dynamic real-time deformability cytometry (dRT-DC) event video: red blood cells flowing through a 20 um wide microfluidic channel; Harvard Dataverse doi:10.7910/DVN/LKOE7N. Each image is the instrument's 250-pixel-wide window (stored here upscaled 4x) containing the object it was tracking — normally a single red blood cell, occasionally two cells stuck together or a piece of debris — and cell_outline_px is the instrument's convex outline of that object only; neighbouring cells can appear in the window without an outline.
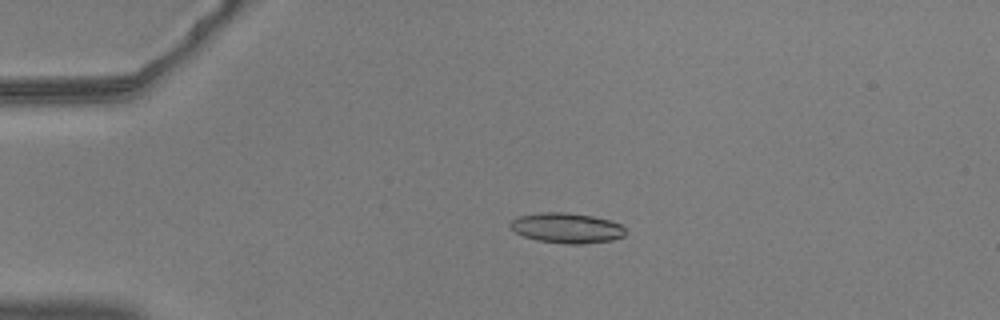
{"species": "common noctule bat (a hibernating species)", "species_latin": "Nyctalus noctula", "temperature_condition": "warm", "stored_images_in_passage": 49, "camera_frame_rate_fps": 3000, "um_per_image_px": 0.085, "animal": {"sex": "male", "body_mass_g": 20.5, "forearm_length_mm": 52.5}, "frame": {"image": 1, "passage_image": 6, "time_ms": 1.667, "image_size_px": [1000, 320], "cell_outline_px": [[624, 236], [612, 240], [580, 244], [568, 244], [536, 240], [524, 236], [516, 232], [508, 224], [516, 216], [540, 212], [568, 212], [592, 216], [608, 220], [620, 224], [624, 228]], "centroid_in_image_um": [48.14, 19.37], "position_along_channel_um": 36.9, "area_um2": 20.23}}
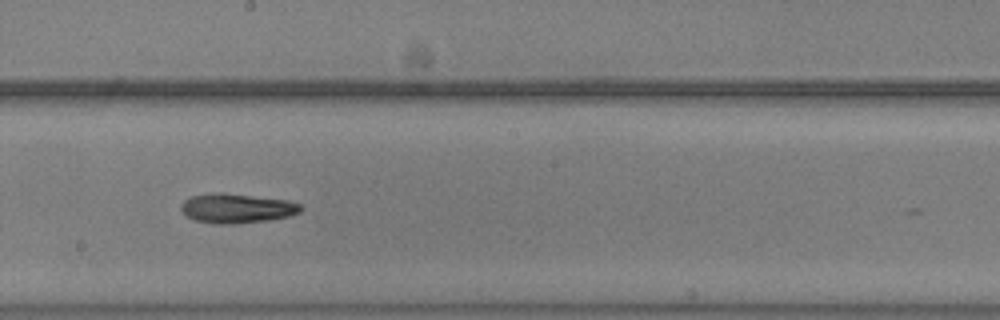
{"frame": {"image": 2, "passage_image": 25, "time_ms": 8.0, "image_size_px": [1000, 320], "cell_outline_px": [[304, 208], [300, 212], [288, 216], [268, 220], [232, 224], [212, 224], [196, 220], [188, 216], [180, 208], [180, 204], [184, 200], [192, 196], [220, 192], [224, 192], [288, 200], [300, 204]], "centroid_in_image_um": [20.14, 17.7], "position_along_channel_um": 228.1, "area_um2": 20.58}}
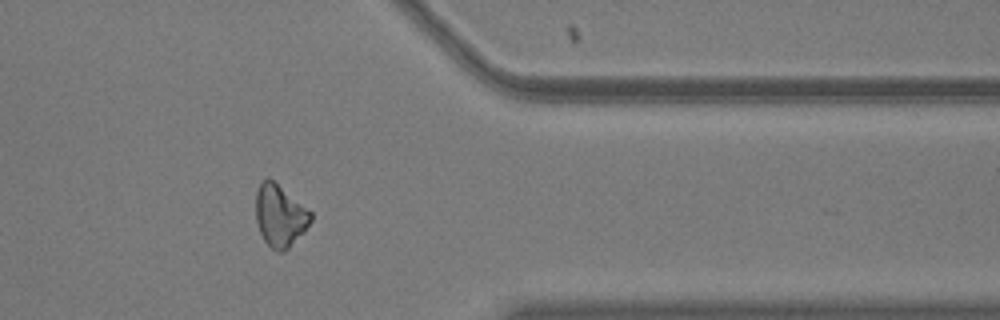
{"frame": {"image": 3, "passage_image": 39, "time_ms": 12.667, "image_size_px": [1000, 320], "cell_outline_px": [[312, 220], [304, 232], [284, 252], [276, 252], [264, 240], [260, 232], [256, 220], [256, 192], [260, 184], [264, 180], [272, 180], [312, 212]], "centroid_in_image_um": [23.8, 18.37], "position_along_channel_um": 387.6, "area_um2": 19.54}}